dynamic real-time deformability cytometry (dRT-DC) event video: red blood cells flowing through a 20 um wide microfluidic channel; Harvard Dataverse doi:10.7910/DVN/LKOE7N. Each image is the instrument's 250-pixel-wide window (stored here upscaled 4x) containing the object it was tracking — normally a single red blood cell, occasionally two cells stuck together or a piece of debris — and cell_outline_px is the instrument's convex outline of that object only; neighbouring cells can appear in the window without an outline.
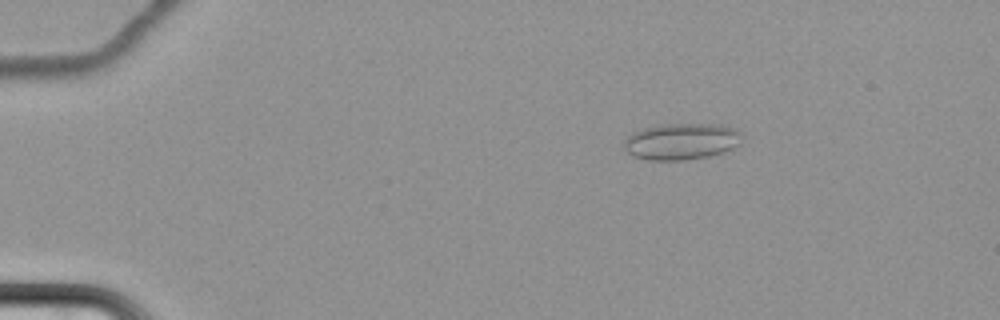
{"species": "common noctule bat (a hibernating species)", "species_latin": "Nyctalus noctula", "temperature_condition": "cold", "stored_images_in_passage": 58, "camera_frame_rate_fps": 3000, "um_per_image_px": 0.085, "animal": {"sex": "female", "body_mass_g": 22.7, "forearm_length_mm": 54.2}, "frame": {"image": 1, "passage_image": 7, "time_ms": 2.0, "image_size_px": [1000, 320], "cell_outline_px": [[740, 144], [724, 152], [708, 156], [680, 160], [648, 160], [632, 156], [624, 148], [624, 140], [632, 132], [644, 128], [660, 124], [720, 124], [736, 128], [740, 132]], "centroid_in_image_um": [57.91, 12.01], "position_along_channel_um": 27.1, "area_um2": 25.14}}
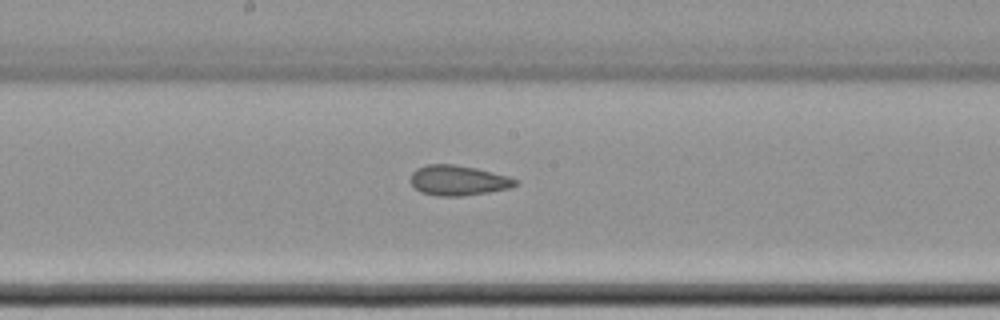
{"frame": {"image": 2, "passage_image": 31, "time_ms": 10.0, "image_size_px": [1000, 320], "cell_outline_px": [[520, 180], [512, 188], [488, 192], [460, 196], [436, 196], [420, 192], [408, 180], [412, 172], [416, 168], [428, 164], [452, 164], [476, 168], [508, 176]], "centroid_in_image_um": [38.93, 15.33], "position_along_channel_um": 209.3, "area_um2": 18.55}}
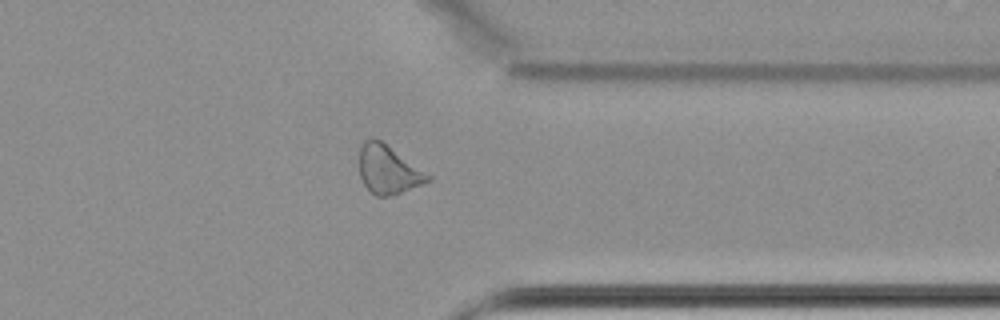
{"frame": {"image": 3, "passage_image": 46, "time_ms": 15.0, "image_size_px": [1000, 320], "cell_outline_px": [[432, 180], [400, 192], [388, 196], [376, 196], [364, 184], [360, 176], [360, 148], [364, 140], [372, 136], [380, 140], [432, 176]], "centroid_in_image_um": [32.98, 14.4], "position_along_channel_um": 378.4, "area_um2": 19.02}, "authors_computed_cell_mechanics": {"area_um2": 19.652, "velocity_mm_per_s": 3.4436, "shape_relaxation_time_tau1_ms": null, "shape_relaxation_time_tau2_ms": 3.8689, "deformation_change_tau1": null, "deformation_change_tau2": 0.1064}}